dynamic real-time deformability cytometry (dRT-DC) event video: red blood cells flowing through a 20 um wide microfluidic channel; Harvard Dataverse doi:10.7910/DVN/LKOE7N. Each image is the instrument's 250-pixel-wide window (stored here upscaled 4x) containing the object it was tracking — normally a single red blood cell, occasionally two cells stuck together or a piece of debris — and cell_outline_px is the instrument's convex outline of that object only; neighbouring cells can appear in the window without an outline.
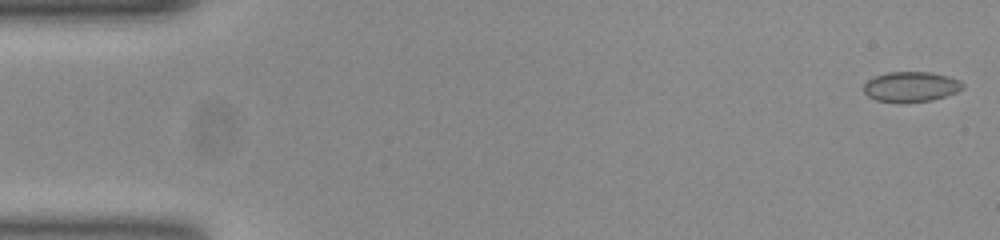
{"species": "common noctule bat (a hibernating species)", "species_latin": "Nyctalus noctula", "temperature_condition": "room temperature", "stored_images_in_passage": 52, "camera_frame_rate_fps": 3000, "um_per_image_px": 0.085, "animal": {"sex": "female", "body_mass_g": 23.0, "forearm_length_mm": 53.4}, "frame": {"image": 1, "passage_image": 1, "time_ms": 0.0, "image_size_px": [1000, 240], "cell_outline_px": [[964, 84], [956, 92], [932, 100], [876, 100], [868, 96], [864, 92], [864, 84], [868, 80], [876, 76], [888, 72], [928, 72], [948, 76], [960, 80]], "centroid_in_image_um": [77.43, 7.33], "position_along_channel_um": 7.6, "area_um2": 16.65}}
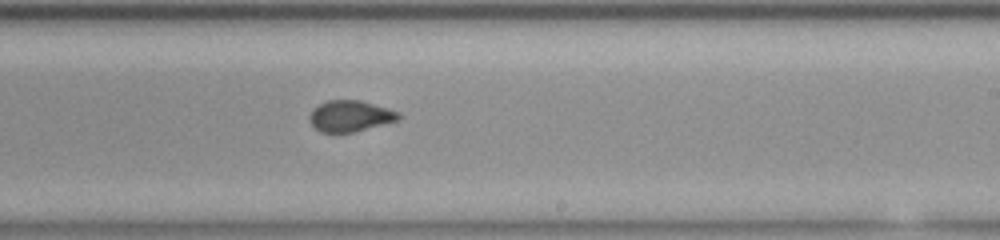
{"frame": {"image": 2, "passage_image": 31, "time_ms": 10.0, "image_size_px": [1000, 240], "cell_outline_px": [[400, 120], [352, 132], [320, 132], [312, 124], [308, 116], [312, 108], [328, 100], [360, 100], [400, 112]], "centroid_in_image_um": [29.76, 9.85], "position_along_channel_um": 259.2, "area_um2": 16.07}}
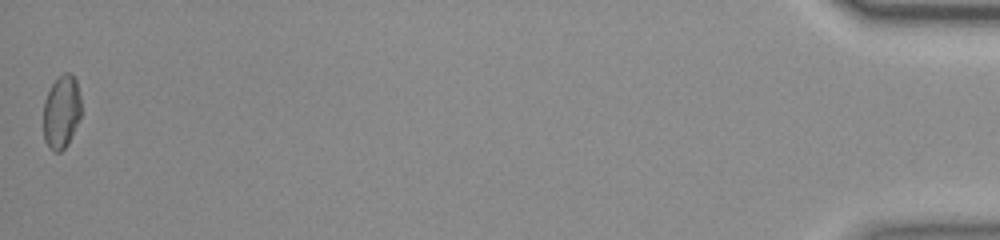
{"frame": {"image": 3, "passage_image": 52, "time_ms": 17.0, "image_size_px": [1000, 240], "cell_outline_px": [[80, 116], [68, 144], [60, 152], [56, 152], [44, 140], [44, 100], [52, 84], [64, 72], [68, 72], [76, 80], [80, 96]], "centroid_in_image_um": [5.22, 9.5], "position_along_channel_um": 430.0, "area_um2": 15.78}}